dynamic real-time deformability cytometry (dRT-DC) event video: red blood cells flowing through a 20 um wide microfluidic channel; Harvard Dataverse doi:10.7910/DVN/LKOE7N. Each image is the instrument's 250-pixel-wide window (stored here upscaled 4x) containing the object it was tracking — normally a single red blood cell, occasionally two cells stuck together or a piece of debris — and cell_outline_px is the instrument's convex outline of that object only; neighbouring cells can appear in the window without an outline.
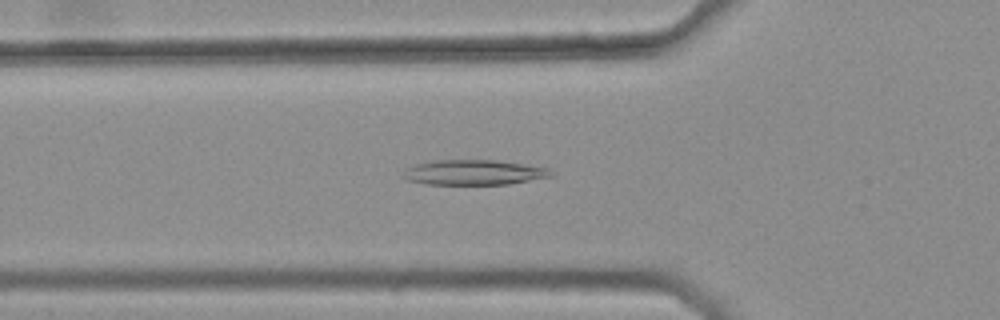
{"species": "common noctule bat (a hibernating species)", "species_latin": "Nyctalus noctula", "temperature_condition": "warm", "stored_images_in_passage": 44, "camera_frame_rate_fps": 3000, "um_per_image_px": 0.085, "animal": {"sex": "female", "body_mass_g": 25.1}, "frame": {"image": 1, "passage_image": 17, "time_ms": 5.333, "image_size_px": [1000, 320], "cell_outline_px": [[556, 176], [508, 184], [424, 184], [408, 180], [404, 176], [408, 168], [416, 164], [432, 160], [492, 160], [524, 164], [548, 168]], "centroid_in_image_um": [40.34, 14.65], "position_along_channel_um": 85.5, "area_um2": 21.44}}
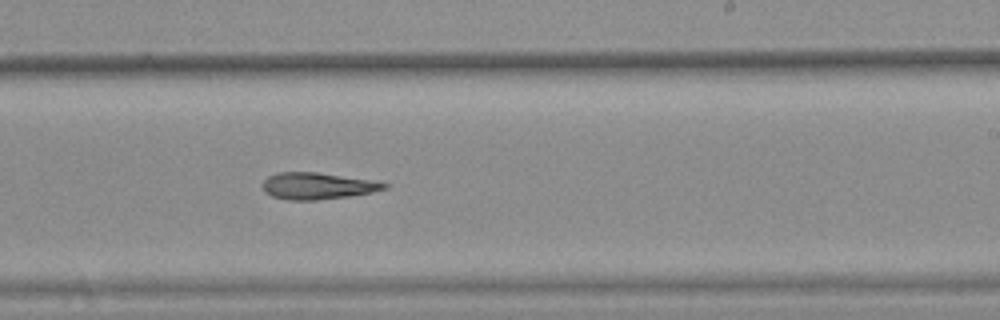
{"frame": {"image": 2, "passage_image": 31, "time_ms": 10.0, "image_size_px": [1000, 320], "cell_outline_px": [[388, 188], [372, 192], [348, 196], [316, 200], [284, 200], [272, 196], [264, 192], [264, 180], [268, 176], [276, 172], [316, 172], [376, 180], [388, 184]], "centroid_in_image_um": [26.99, 15.8], "position_along_channel_um": 262.0, "area_um2": 19.02}}
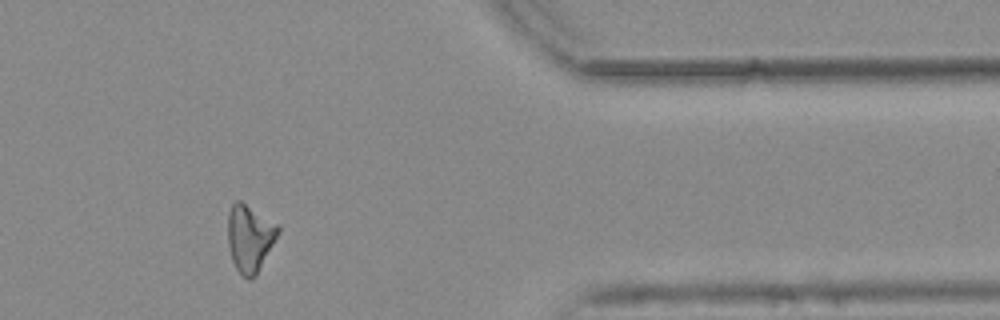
{"frame": {"image": 3, "passage_image": 43, "time_ms": 14.0, "image_size_px": [1000, 320], "cell_outline_px": [[280, 232], [256, 276], [248, 280], [240, 276], [232, 260], [228, 244], [228, 212], [232, 204], [236, 200], [240, 200], [280, 224]], "centroid_in_image_um": [21.24, 20.24], "position_along_channel_um": 390.2, "area_um2": 20.06}}